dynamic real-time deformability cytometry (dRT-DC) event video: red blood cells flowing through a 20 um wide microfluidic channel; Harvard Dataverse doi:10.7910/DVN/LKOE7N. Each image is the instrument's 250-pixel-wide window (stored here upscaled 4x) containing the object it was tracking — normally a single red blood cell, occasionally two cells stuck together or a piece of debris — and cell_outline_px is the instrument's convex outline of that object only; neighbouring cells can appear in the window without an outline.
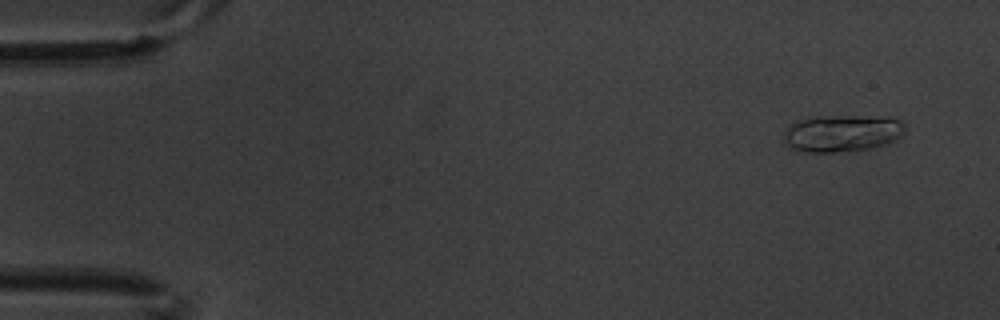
{"species": "common noctule bat (a hibernating species)", "species_latin": "Nyctalus noctula", "temperature_condition": "warm", "stored_images_in_passage": 5, "camera_frame_rate_fps": 3000, "um_per_image_px": 0.085, "animal": {"sex": "male", "body_mass_g": 20.1, "forearm_length_mm": 53.5}, "frame": {"image": 1, "passage_image": 1, "time_ms": 0.0, "image_size_px": [1000, 320], "cell_outline_px": [[904, 136], [888, 144], [872, 148], [848, 152], [808, 152], [792, 148], [784, 140], [784, 132], [796, 120], [816, 116], [860, 116], [900, 120], [904, 124]], "centroid_in_image_um": [71.6, 11.34], "position_along_channel_um": 13.4, "area_um2": 26.18}}